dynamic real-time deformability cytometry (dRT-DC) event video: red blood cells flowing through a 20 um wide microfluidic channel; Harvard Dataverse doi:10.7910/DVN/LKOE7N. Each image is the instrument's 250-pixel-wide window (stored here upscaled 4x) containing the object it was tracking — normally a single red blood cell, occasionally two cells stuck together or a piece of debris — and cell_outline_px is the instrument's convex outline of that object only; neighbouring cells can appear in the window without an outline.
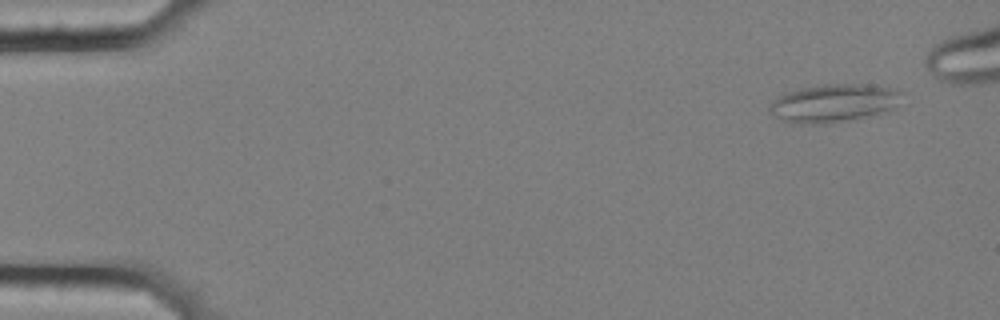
{"species": "common noctule bat (a hibernating species)", "species_latin": "Nyctalus noctula", "temperature_condition": "cold", "stored_images_in_passage": 49, "camera_frame_rate_fps": 3000, "um_per_image_px": 0.085, "animal": {"sex": "female", "body_mass_g": 25.1}, "frame": {"image": 1, "passage_image": 1, "time_ms": 0.0, "image_size_px": [1000, 320], "cell_outline_px": [[904, 92], [892, 108], [880, 112], [828, 124], [800, 124], [784, 120], [768, 112], [768, 104], [784, 92], [800, 88], [824, 84], [860, 84], [896, 88]], "centroid_in_image_um": [70.79, 8.75], "position_along_channel_um": 14.2, "area_um2": 29.07}}
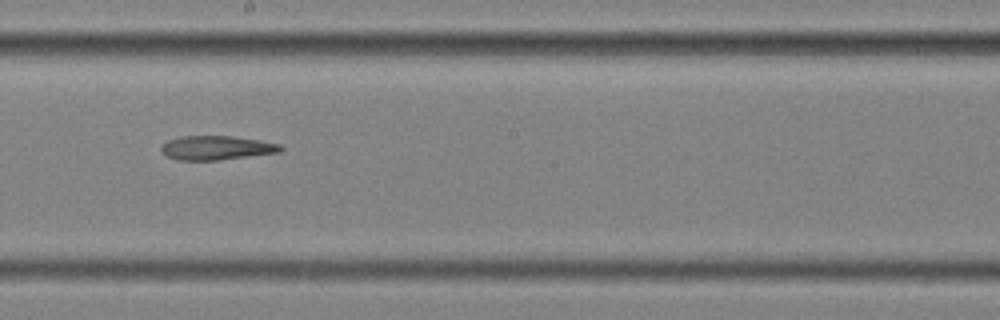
{"frame": {"image": 2, "passage_image": 30, "time_ms": 9.667, "image_size_px": [1000, 320], "cell_outline_px": [[284, 148], [280, 152], [220, 160], [176, 160], [164, 156], [160, 148], [168, 140], [180, 136], [232, 136], [260, 140], [280, 144]], "centroid_in_image_um": [18.39, 12.57], "position_along_channel_um": 229.8, "area_um2": 16.88}}
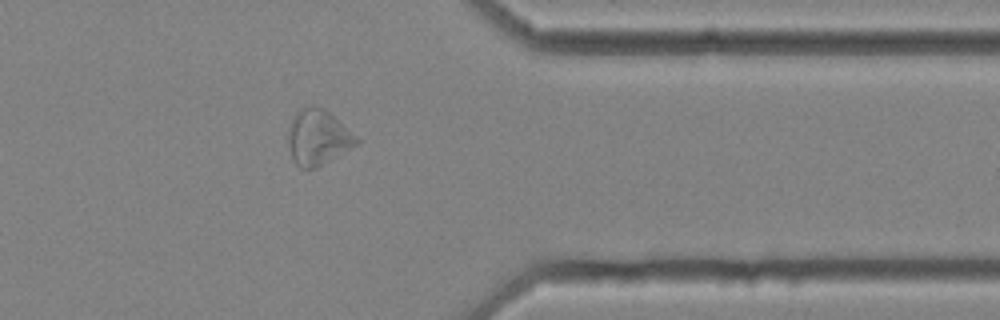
{"frame": {"image": 3, "passage_image": 44, "time_ms": 14.333, "image_size_px": [1000, 320], "cell_outline_px": [[360, 140], [356, 144], [320, 164], [312, 168], [300, 168], [292, 160], [288, 144], [288, 136], [292, 120], [296, 112], [304, 108], [324, 108]], "centroid_in_image_um": [26.98, 11.69], "position_along_channel_um": 384.4, "area_um2": 20.92}}